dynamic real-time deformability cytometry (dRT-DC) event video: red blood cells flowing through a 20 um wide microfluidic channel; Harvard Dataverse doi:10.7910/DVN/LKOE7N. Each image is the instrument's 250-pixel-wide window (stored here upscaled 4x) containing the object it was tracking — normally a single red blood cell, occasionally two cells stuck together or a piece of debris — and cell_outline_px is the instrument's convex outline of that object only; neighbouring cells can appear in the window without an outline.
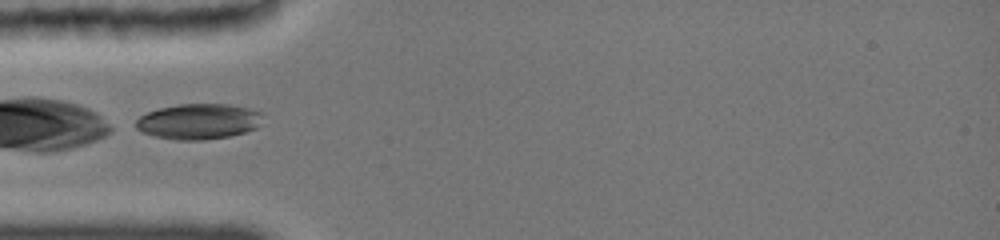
{"species": "common noctule bat (a hibernating species)", "species_latin": "Nyctalus noctula", "temperature_condition": "cold", "stored_images_in_passage": 17, "camera_frame_rate_fps": 3000, "um_per_image_px": 0.085, "animal": {"sex": "female", "body_mass_g": 19.0, "forearm_length_mm": 51.5}, "frame": {"image": 1, "passage_image": 1, "time_ms": 0.0, "image_size_px": [1000, 240], "cell_outline_px": [[264, 112], [256, 128], [244, 132], [228, 136], [200, 140], [176, 140], [152, 136], [136, 128], [136, 120], [140, 116], [148, 112], [160, 108], [180, 104], [228, 104], [248, 108]], "centroid_in_image_um": [16.87, 10.32], "position_along_channel_um": 68.1, "area_um2": 26.13}}
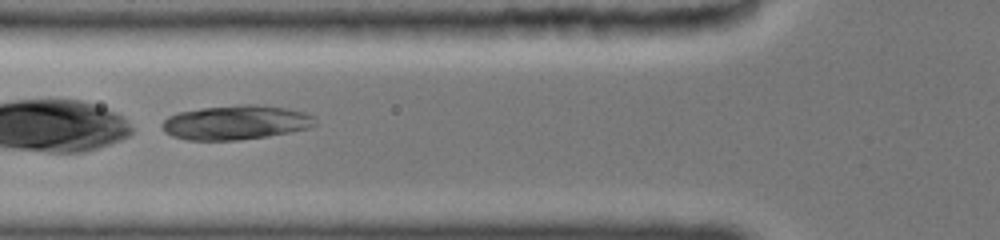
{"frame": {"image": 2, "passage_image": 3, "time_ms": 1.0, "image_size_px": [1000, 240], "cell_outline_px": [[316, 124], [308, 128], [268, 136], [236, 140], [188, 140], [172, 136], [164, 132], [160, 124], [168, 116], [180, 112], [204, 108], [240, 104], [264, 104], [288, 108], [304, 112], [312, 116]], "centroid_in_image_um": [20.03, 10.4], "position_along_channel_um": 105.8, "area_um2": 30.63}}